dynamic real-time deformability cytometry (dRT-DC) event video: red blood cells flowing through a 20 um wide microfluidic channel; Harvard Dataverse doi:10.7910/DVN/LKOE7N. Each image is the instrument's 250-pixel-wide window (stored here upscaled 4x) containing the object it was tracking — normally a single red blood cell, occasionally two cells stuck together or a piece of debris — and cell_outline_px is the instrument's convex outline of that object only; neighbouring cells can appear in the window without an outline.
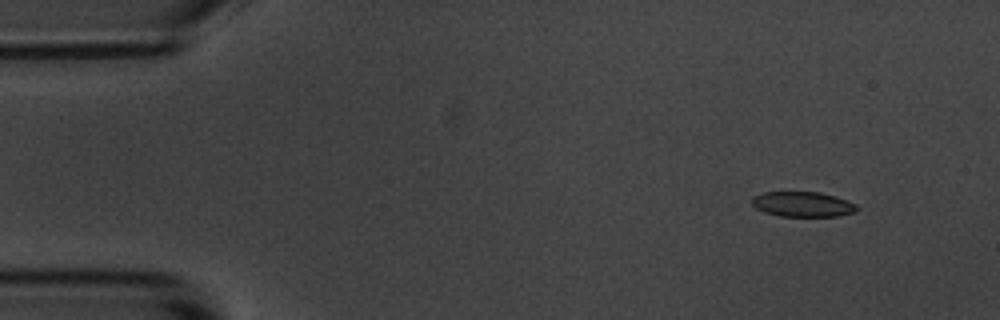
{"species": "common noctule bat (a hibernating species)", "species_latin": "Nyctalus noctula", "temperature_condition": "room temperature", "stored_images_in_passage": 5, "camera_frame_rate_fps": 3000, "um_per_image_px": 0.085, "animal": {"sex": "male", "body_mass_g": 20.1, "forearm_length_mm": 53.5}, "frame": {"image": 1, "passage_image": 2, "time_ms": 1.0, "image_size_px": [1000, 320], "cell_outline_px": [[860, 208], [856, 212], [840, 216], [780, 216], [764, 212], [756, 208], [752, 204], [752, 196], [764, 192], [820, 192], [836, 196], [856, 204]], "centroid_in_image_um": [68.26, 17.36], "position_along_channel_um": 16.7, "area_um2": 15.49}}